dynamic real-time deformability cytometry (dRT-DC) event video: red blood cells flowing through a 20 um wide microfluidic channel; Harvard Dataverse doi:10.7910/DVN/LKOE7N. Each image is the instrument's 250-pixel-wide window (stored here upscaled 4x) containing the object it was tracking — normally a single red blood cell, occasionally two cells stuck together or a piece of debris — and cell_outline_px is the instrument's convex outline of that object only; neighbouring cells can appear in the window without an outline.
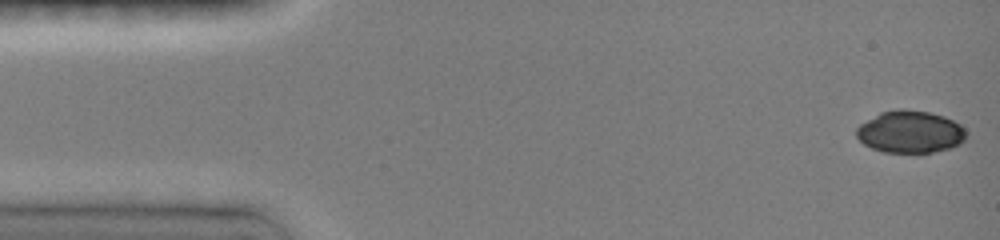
{"species": "common noctule bat (a hibernating species)", "species_latin": "Nyctalus noctula", "temperature_condition": "room temperature", "stored_images_in_passage": 57, "camera_frame_rate_fps": 3000, "um_per_image_px": 0.085, "animal": {"sex": "female", "body_mass_g": 19.0, "forearm_length_mm": 51.5}, "frame": {"image": 1, "passage_image": 1, "time_ms": 0.0, "image_size_px": [1000, 240], "cell_outline_px": [[964, 140], [948, 148], [932, 152], [884, 152], [872, 148], [864, 144], [856, 136], [856, 128], [860, 124], [880, 112], [896, 108], [904, 108], [928, 112], [944, 116], [960, 124], [964, 128]], "centroid_in_image_um": [77.32, 11.18], "position_along_channel_um": 7.7, "area_um2": 26.82}}
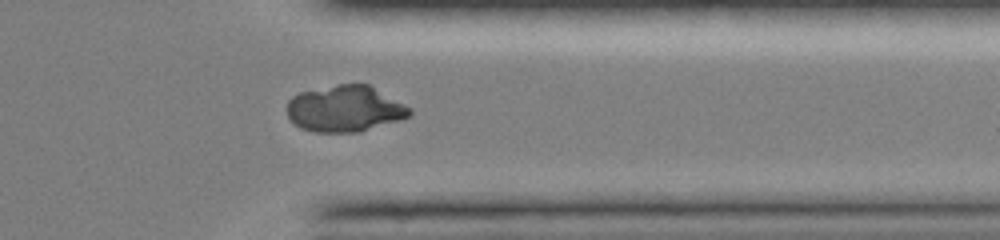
{"frame": {"image": 2, "passage_image": 45, "time_ms": 12.0, "image_size_px": [1000, 240], "cell_outline_px": [[412, 112], [408, 116], [400, 120], [360, 132], [316, 132], [300, 128], [288, 116], [288, 100], [292, 96], [300, 92], [340, 84], [368, 84], [412, 108]], "centroid_in_image_um": [29.33, 9.25], "position_along_channel_um": 382.1, "area_um2": 32.89}}
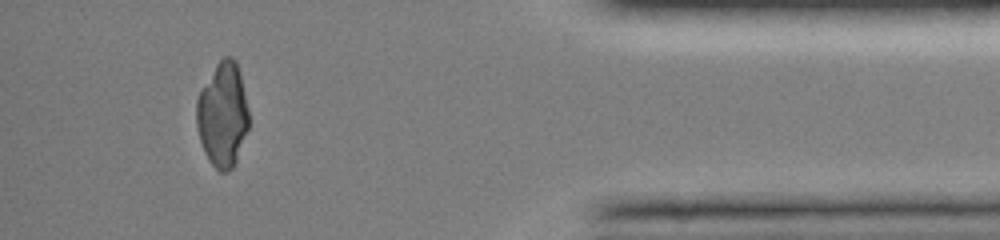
{"frame": {"image": 3, "passage_image": 51, "time_ms": 13.667, "image_size_px": [1000, 240], "cell_outline_px": [[248, 128], [236, 160], [232, 168], [228, 172], [220, 172], [208, 160], [204, 152], [200, 140], [196, 124], [196, 100], [200, 92], [216, 64], [224, 56], [232, 56], [236, 60], [240, 72], [248, 108]], "centroid_in_image_um": [18.92, 9.75], "position_along_channel_um": 416.3, "area_um2": 31.73}}